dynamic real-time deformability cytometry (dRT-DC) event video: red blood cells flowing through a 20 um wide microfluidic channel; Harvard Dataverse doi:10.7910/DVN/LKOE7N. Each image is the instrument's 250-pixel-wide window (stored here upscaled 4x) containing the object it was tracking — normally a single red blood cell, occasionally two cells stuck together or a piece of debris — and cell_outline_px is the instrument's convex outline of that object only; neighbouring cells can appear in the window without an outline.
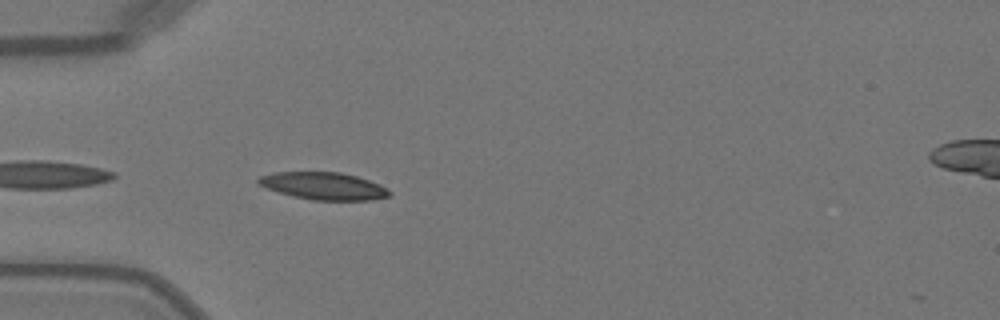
{"species": "Egyptian fruit bat (a non-hibernating species)", "species_latin": "Rousettus aegyptiacus", "temperature_condition": "warm", "stored_images_in_passage": 35, "camera_frame_rate_fps": 3000, "um_per_image_px": 0.085, "animal": {"sex": "female"}, "frame": {"image": 1, "passage_image": 2, "time_ms": 0.333, "image_size_px": [1000, 320], "cell_outline_px": [[392, 192], [388, 196], [372, 200], [312, 200], [280, 192], [256, 184], [256, 180], [260, 176], [272, 172], [340, 172], [356, 176], [380, 184], [388, 188]], "centroid_in_image_um": [27.52, 15.8], "position_along_channel_um": 57.5, "area_um2": 20.81}}
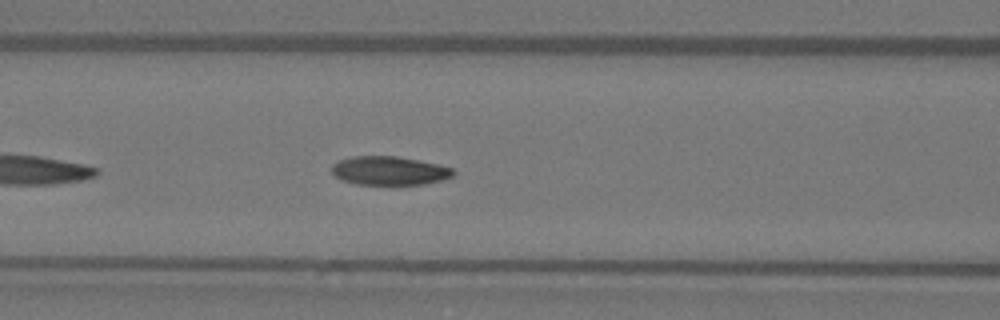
{"frame": {"image": 2, "passage_image": 8, "time_ms": 2.333, "image_size_px": [1000, 320], "cell_outline_px": [[456, 172], [452, 176], [440, 180], [424, 184], [356, 184], [344, 180], [336, 176], [332, 172], [332, 164], [340, 160], [352, 156], [396, 156], [440, 164], [452, 168]], "centroid_in_image_um": [33.11, 14.5], "position_along_channel_um": 133.5, "area_um2": 20.17}}
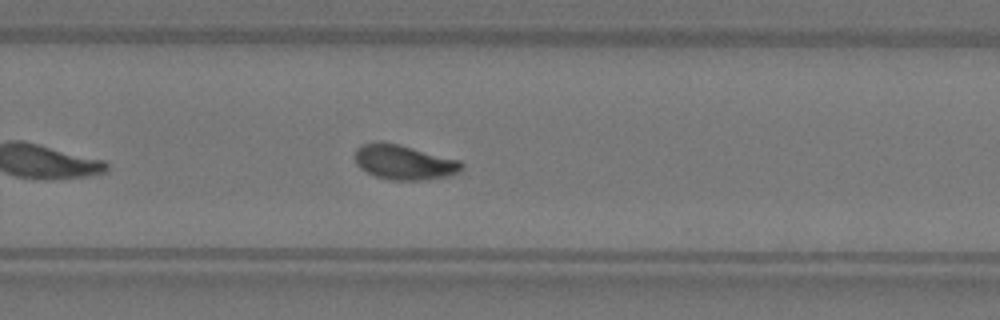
{"frame": {"image": 3, "passage_image": 20, "time_ms": 6.333, "image_size_px": [1000, 320], "cell_outline_px": [[464, 164], [460, 172], [452, 176], [424, 180], [388, 180], [376, 176], [360, 168], [356, 164], [356, 148], [360, 144], [380, 140], [400, 144], [460, 160]], "centroid_in_image_um": [34.36, 13.78], "position_along_channel_um": 295.4, "area_um2": 22.02}, "authors_computed_cell_mechanics": {"area_um2": 21.0392, "velocity_mm_per_s": 4.0734, "shape_relaxation_time_tau1_ms": 2.8131, "shape_relaxation_time_tau2_ms": 2.4514, "deformation_change_tau1": 0.1282, "deformation_change_tau2": 0.0736}}